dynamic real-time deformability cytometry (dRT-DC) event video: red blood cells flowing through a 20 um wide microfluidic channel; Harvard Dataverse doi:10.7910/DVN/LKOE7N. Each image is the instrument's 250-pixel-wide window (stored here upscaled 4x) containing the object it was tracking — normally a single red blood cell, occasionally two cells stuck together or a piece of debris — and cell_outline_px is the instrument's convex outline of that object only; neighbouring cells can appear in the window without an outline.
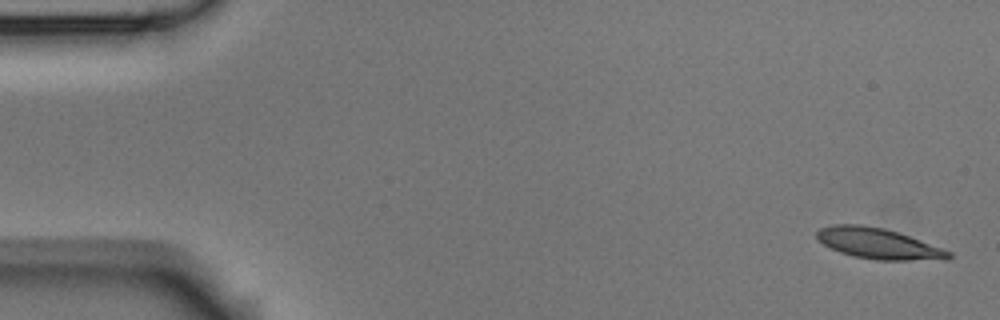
{"species": "Egyptian fruit bat (a non-hibernating species)", "species_latin": "Rousettus aegyptiacus", "temperature_condition": "room temperature", "stored_images_in_passage": 5, "camera_frame_rate_fps": 3000, "um_per_image_px": 0.085, "animal": {"sex": "male"}, "frame": {"image": 1, "passage_image": 1, "time_ms": 0.0, "image_size_px": [1000, 320], "cell_outline_px": [[952, 256], [948, 260], [876, 260], [852, 256], [840, 252], [816, 240], [816, 232], [820, 228], [832, 224], [860, 224], [884, 228], [908, 236], [952, 252]], "centroid_in_image_um": [74.63, 20.71], "position_along_channel_um": 10.4, "area_um2": 23.58}}
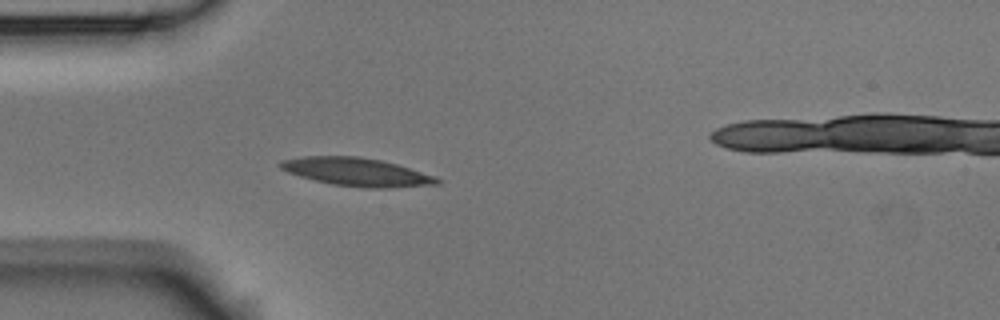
{"frame": {"image": 2, "passage_image": 5, "time_ms": 4.667, "image_size_px": [1000, 320], "cell_outline_px": [[440, 184], [388, 188], [360, 188], [332, 184], [300, 176], [288, 172], [280, 168], [276, 164], [280, 160], [304, 156], [356, 156], [380, 160], [396, 164], [436, 176], [440, 180]], "centroid_in_image_um": [30.3, 14.62], "position_along_channel_um": 54.7, "area_um2": 25.78}}